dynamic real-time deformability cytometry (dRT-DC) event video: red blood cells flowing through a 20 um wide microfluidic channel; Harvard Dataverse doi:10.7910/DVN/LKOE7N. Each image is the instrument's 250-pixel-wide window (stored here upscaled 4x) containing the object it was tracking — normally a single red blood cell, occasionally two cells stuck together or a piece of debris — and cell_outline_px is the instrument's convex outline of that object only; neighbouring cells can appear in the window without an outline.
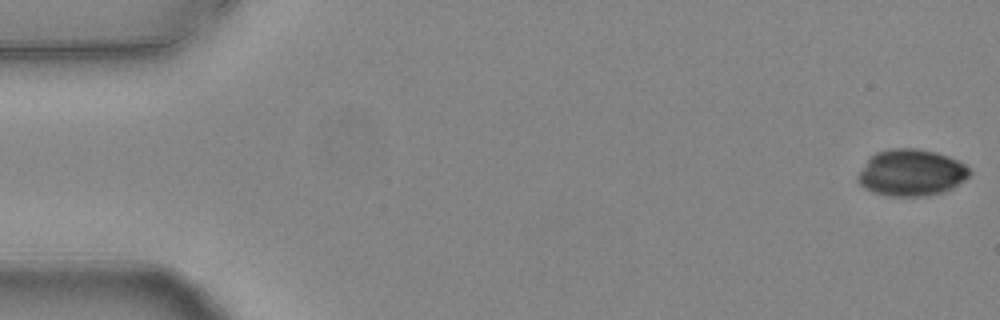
{"species": "common noctule bat (a hibernating species)", "species_latin": "Nyctalus noctula", "temperature_condition": "warm", "stored_images_in_passage": 54, "camera_frame_rate_fps": 3000, "um_per_image_px": 0.085, "animal": {"sex": "female", "body_mass_g": 24.6, "forearm_length_mm": 56.2}, "frame": {"image": 1, "passage_image": 1, "time_ms": 0.0, "image_size_px": [1000, 320], "cell_outline_px": [[972, 172], [964, 180], [952, 188], [944, 192], [928, 196], [888, 196], [872, 192], [864, 188], [856, 180], [856, 176], [868, 156], [876, 152], [892, 148], [916, 148], [936, 152], [948, 156], [972, 168]], "centroid_in_image_um": [77.43, 14.68], "position_along_channel_um": 7.6, "area_um2": 30.81}}
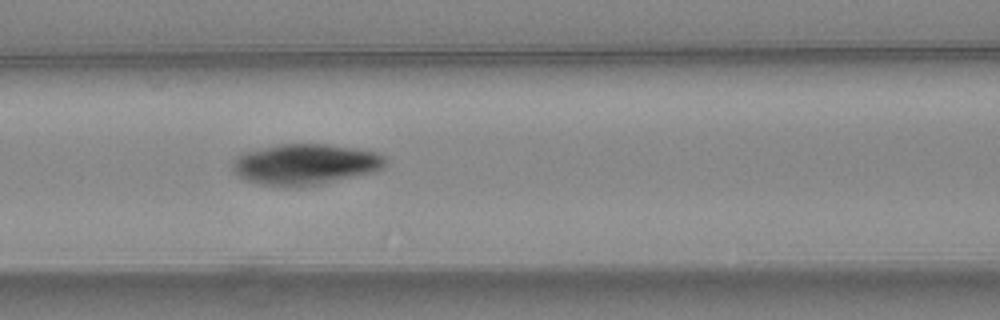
{"frame": {"image": 2, "passage_image": 23, "time_ms": 7.333, "image_size_px": [1000, 320], "cell_outline_px": [[388, 160], [384, 168], [376, 172], [320, 184], [300, 188], [280, 188], [260, 184], [248, 180], [240, 176], [232, 168], [232, 164], [236, 156], [244, 152], [280, 144], [324, 144], [352, 148], [376, 152], [384, 156]], "centroid_in_image_um": [25.97, 13.99], "position_along_channel_um": 140.6, "area_um2": 36.7}}
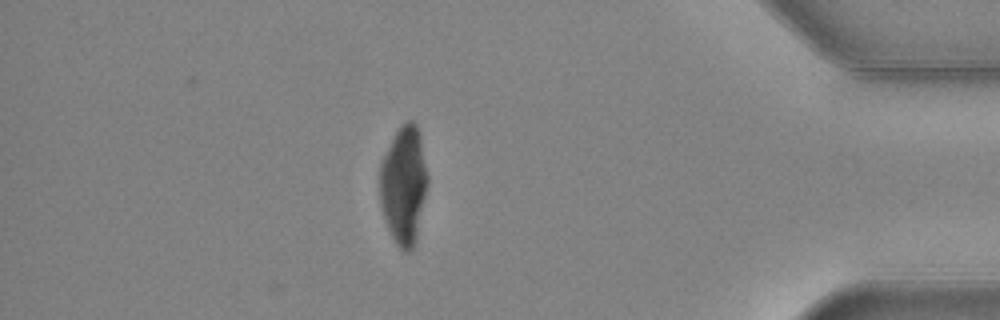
{"frame": {"image": 3, "passage_image": 47, "time_ms": 15.333, "image_size_px": [1000, 320], "cell_outline_px": [[428, 184], [416, 240], [412, 248], [408, 252], [404, 252], [396, 244], [388, 228], [380, 204], [380, 164], [396, 132], [404, 120], [412, 120], [416, 124], [420, 136], [428, 176]], "centroid_in_image_um": [34.33, 15.73], "position_along_channel_um": 400.9, "area_um2": 32.77}}